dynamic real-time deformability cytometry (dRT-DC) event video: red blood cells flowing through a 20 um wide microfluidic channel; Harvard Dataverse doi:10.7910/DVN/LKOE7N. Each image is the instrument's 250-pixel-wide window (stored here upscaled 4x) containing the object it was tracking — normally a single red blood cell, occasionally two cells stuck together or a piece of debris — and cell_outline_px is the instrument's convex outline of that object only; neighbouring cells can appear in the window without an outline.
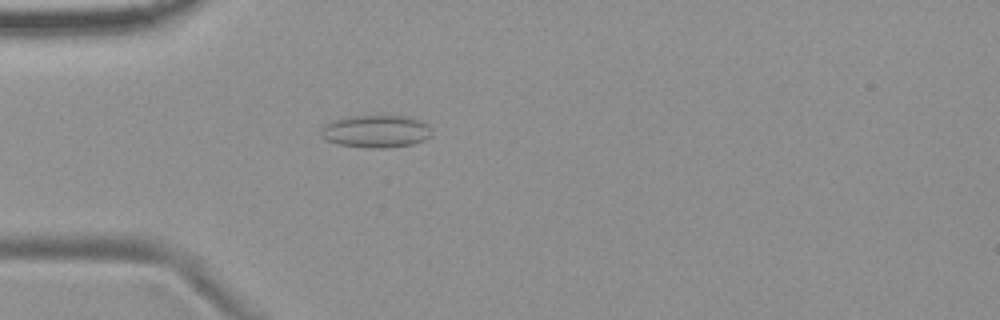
{"species": "common noctule bat (a hibernating species)", "species_latin": "Nyctalus noctula", "temperature_condition": "room temperature", "stored_images_in_passage": 2, "camera_frame_rate_fps": 3000, "um_per_image_px": 0.085, "animal": {"sex": "female", "body_mass_g": 19.9}, "frame": {"image": 1, "passage_image": 2, "time_ms": 1.0, "image_size_px": [1000, 320], "cell_outline_px": [[428, 136], [424, 140], [412, 144], [388, 148], [372, 148], [340, 144], [328, 140], [320, 136], [320, 132], [324, 124], [332, 120], [348, 116], [412, 116], [428, 124]], "centroid_in_image_um": [31.92, 11.15], "position_along_channel_um": 53.1, "area_um2": 20.87}}